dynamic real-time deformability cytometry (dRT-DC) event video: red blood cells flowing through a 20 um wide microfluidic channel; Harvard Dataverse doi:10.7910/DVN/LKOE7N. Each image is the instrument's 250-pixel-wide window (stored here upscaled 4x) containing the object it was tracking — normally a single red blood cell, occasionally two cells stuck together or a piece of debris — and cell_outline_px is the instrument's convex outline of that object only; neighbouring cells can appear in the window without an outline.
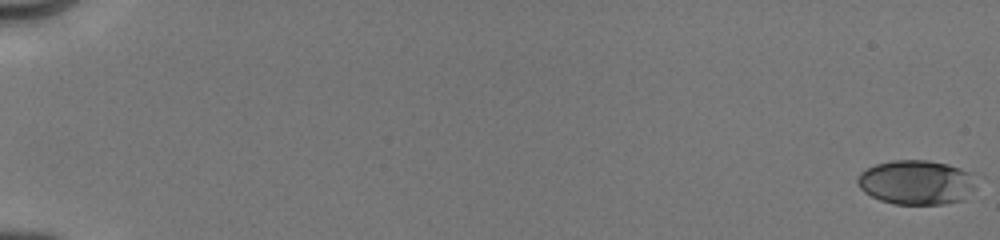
{"species": "human", "species_latin": "Homo sapiens", "temperature_condition": "cold", "stored_images_in_passage": 6, "camera_frame_rate_fps": 3000, "um_per_image_px": 0.085, "donor": {"sex": "male"}, "frame": {"image": 1, "passage_image": 1, "time_ms": 0.0, "image_size_px": [1000, 240], "cell_outline_px": [[984, 176], [976, 188], [964, 200], [944, 204], [892, 204], [880, 200], [864, 192], [856, 184], [856, 180], [860, 172], [876, 164], [892, 160], [928, 160], [948, 164]], "centroid_in_image_um": [78.01, 15.5], "position_along_channel_um": 7.0, "area_um2": 31.73}}